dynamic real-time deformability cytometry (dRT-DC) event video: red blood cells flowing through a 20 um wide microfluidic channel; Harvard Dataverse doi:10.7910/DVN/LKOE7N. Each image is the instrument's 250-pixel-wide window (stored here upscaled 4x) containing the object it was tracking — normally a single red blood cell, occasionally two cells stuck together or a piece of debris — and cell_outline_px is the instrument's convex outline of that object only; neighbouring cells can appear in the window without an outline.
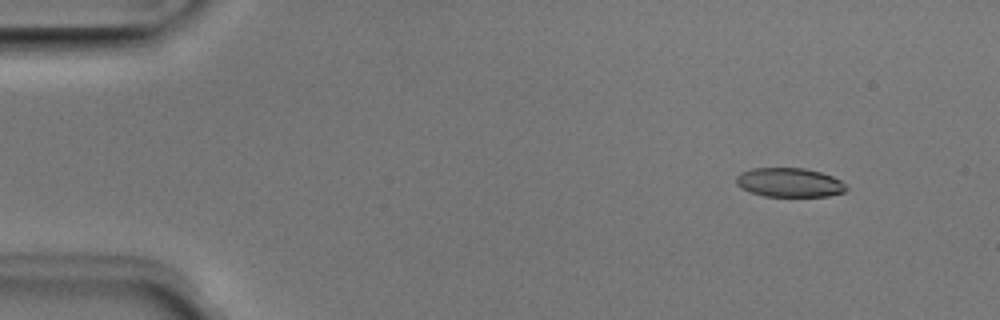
{"species": "Egyptian fruit bat (a non-hibernating species)", "species_latin": "Rousettus aegyptiacus", "temperature_condition": "room temperature", "stored_images_in_passage": 51, "camera_frame_rate_fps": 3000, "um_per_image_px": 0.085, "animal": {"sex": "male"}, "frame": {"image": 1, "passage_image": 6, "time_ms": 1.667, "image_size_px": [1000, 320], "cell_outline_px": [[848, 188], [844, 192], [828, 196], [764, 196], [752, 192], [736, 184], [736, 176], [740, 172], [752, 168], [804, 168], [820, 172], [832, 176], [840, 180]], "centroid_in_image_um": [67.1, 15.5], "position_along_channel_um": 17.9, "area_um2": 18.55}}
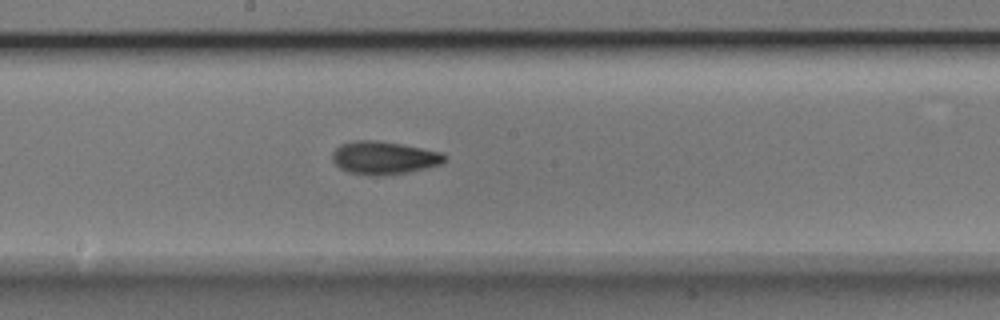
{"frame": {"image": 2, "passage_image": 28, "time_ms": 9.0, "image_size_px": [1000, 320], "cell_outline_px": [[448, 160], [440, 164], [424, 168], [404, 172], [372, 176], [348, 172], [340, 168], [332, 160], [332, 152], [340, 144], [352, 140], [376, 140], [400, 144], [440, 152], [448, 156]], "centroid_in_image_um": [32.6, 13.4], "position_along_channel_um": 215.6, "area_um2": 21.39}}
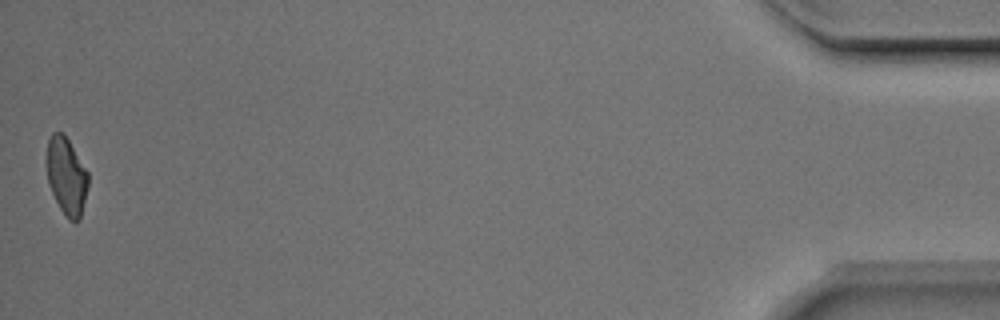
{"frame": {"image": 3, "passage_image": 51, "time_ms": 16.667, "image_size_px": [1000, 320], "cell_outline_px": [[88, 188], [80, 220], [76, 224], [68, 220], [60, 208], [48, 184], [44, 160], [48, 140], [52, 132], [64, 132], [88, 172]], "centroid_in_image_um": [5.63, 14.96], "position_along_channel_um": 429.6, "area_um2": 19.31}, "authors_computed_cell_mechanics": {"area_um2": 19.8832, "velocity_mm_per_s": 4.0271, "shape_relaxation_time_tau1_ms": 2.811, "shape_relaxation_time_tau2_ms": 2.9118, "deformation_change_tau1": 0.1422, "deformation_change_tau2": 0.1029}}